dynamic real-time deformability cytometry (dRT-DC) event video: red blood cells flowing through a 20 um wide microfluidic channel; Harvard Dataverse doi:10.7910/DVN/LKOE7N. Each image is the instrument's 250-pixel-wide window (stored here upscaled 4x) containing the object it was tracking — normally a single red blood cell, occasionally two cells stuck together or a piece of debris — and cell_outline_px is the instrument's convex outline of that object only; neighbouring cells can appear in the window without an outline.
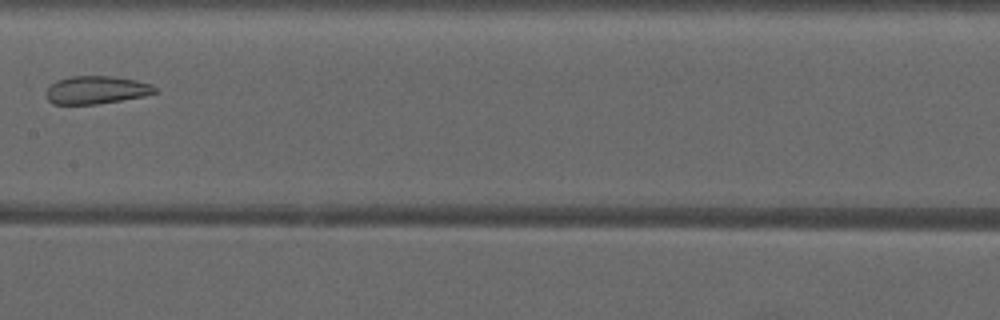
{"species": "common noctule bat (a hibernating species)", "species_latin": "Nyctalus noctula", "temperature_condition": "warm", "stored_images_in_passage": 4, "camera_frame_rate_fps": 3000, "um_per_image_px": 0.085, "animal": {"sex": "male", "forearm_length_mm": 52.5}, "frame": {"image": 1, "passage_image": 4, "time_ms": 3.333, "image_size_px": [1000, 320], "cell_outline_px": [[160, 92], [144, 96], [96, 104], [52, 104], [48, 100], [44, 92], [56, 80], [72, 76], [112, 76], [136, 80], [152, 84]], "centroid_in_image_um": [8.2, 7.64], "position_along_channel_um": 199.2, "area_um2": 17.8}}